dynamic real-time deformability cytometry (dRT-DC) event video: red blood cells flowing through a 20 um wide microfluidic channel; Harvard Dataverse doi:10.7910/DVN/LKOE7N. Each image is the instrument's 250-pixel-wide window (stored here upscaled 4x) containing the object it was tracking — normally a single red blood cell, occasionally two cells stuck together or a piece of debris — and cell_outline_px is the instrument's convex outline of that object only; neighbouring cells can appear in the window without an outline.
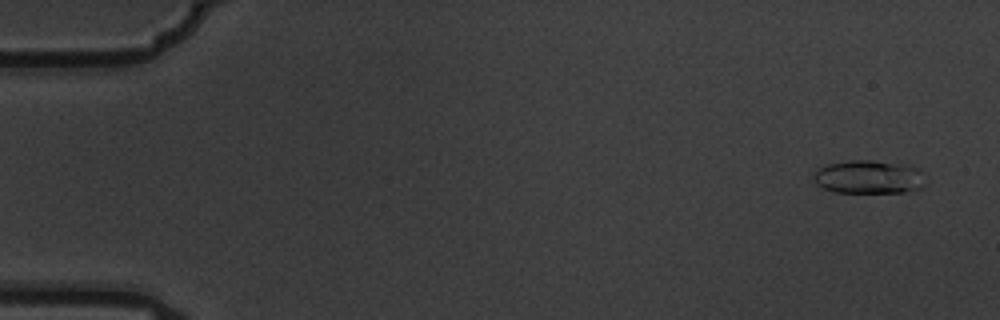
{"species": "common noctule bat (a hibernating species)", "species_latin": "Nyctalus noctula", "temperature_condition": "warm", "stored_images_in_passage": 5, "camera_frame_rate_fps": 3000, "um_per_image_px": 0.085, "animal": {"sex": "male", "body_mass_g": 19.5, "forearm_length_mm": 54.6}, "frame": {"image": 1, "passage_image": 1, "time_ms": 0.0, "image_size_px": [1000, 320], "cell_outline_px": [[928, 180], [924, 188], [904, 192], [836, 192], [824, 188], [816, 184], [812, 180], [816, 172], [820, 168], [828, 164], [848, 160], [872, 160], [904, 164], [916, 168]], "centroid_in_image_um": [73.89, 15.05], "position_along_channel_um": 11.1, "area_um2": 21.91}}
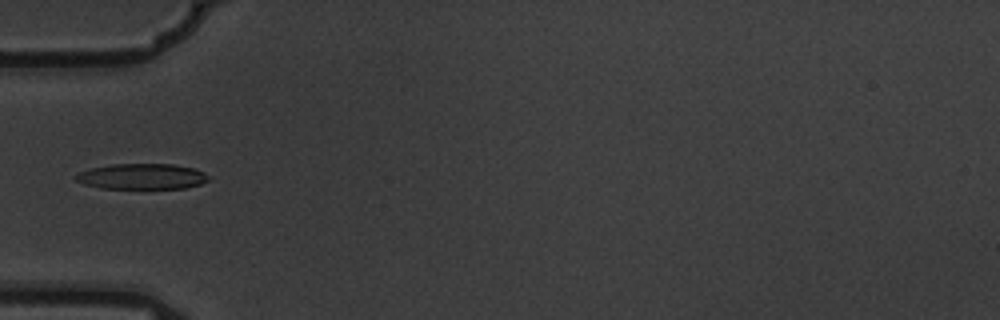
{"frame": {"image": 2, "passage_image": 5, "time_ms": 1.333, "image_size_px": [1000, 320], "cell_outline_px": [[208, 180], [200, 184], [184, 188], [100, 188], [84, 184], [76, 180], [72, 176], [80, 172], [92, 168], [112, 164], [172, 164], [196, 168], [204, 172], [208, 176]], "centroid_in_image_um": [12.06, 14.99], "position_along_channel_um": 72.9, "area_um2": 19.77}}